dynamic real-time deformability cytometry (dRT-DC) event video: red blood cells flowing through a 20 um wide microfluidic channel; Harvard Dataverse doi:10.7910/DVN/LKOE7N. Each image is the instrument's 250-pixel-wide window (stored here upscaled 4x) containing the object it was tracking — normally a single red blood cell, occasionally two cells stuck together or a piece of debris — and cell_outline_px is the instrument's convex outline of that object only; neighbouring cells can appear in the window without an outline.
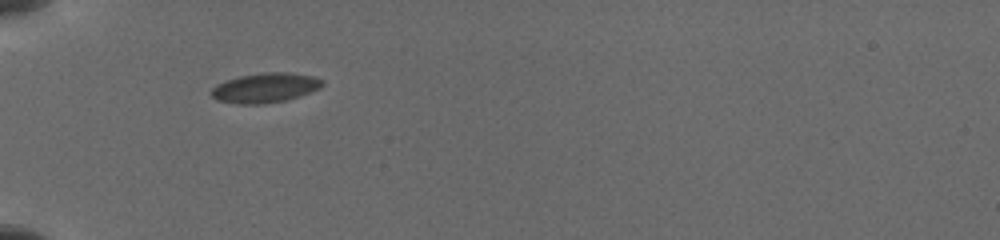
{"species": "common noctule bat (a hibernating species)", "species_latin": "Nyctalus noctula", "temperature_condition": "cold", "stored_images_in_passage": 8, "camera_frame_rate_fps": 3000, "um_per_image_px": 0.085, "animal": {"sex": "female", "body_mass_g": 19.5, "forearm_length_mm": 54.1}, "frame": {"image": 1, "passage_image": 1, "time_ms": 0.0, "image_size_px": [1000, 240], "cell_outline_px": [[324, 84], [320, 88], [284, 100], [260, 104], [236, 104], [216, 100], [212, 96], [212, 88], [216, 84], [240, 76], [264, 72], [288, 72], [312, 76], [324, 80]], "centroid_in_image_um": [22.52, 7.46], "position_along_channel_um": 62.5, "area_um2": 18.96}}
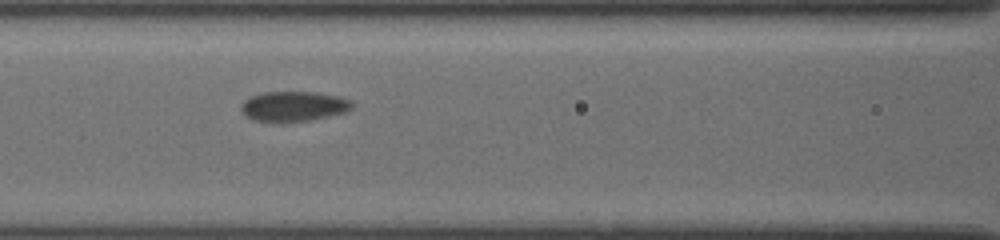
{"frame": {"image": 2, "passage_image": 7, "time_ms": 2.333, "image_size_px": [1000, 240], "cell_outline_px": [[352, 108], [344, 112], [328, 116], [308, 120], [252, 120], [240, 108], [240, 104], [244, 100], [252, 96], [264, 92], [316, 92], [340, 96], [352, 100]], "centroid_in_image_um": [24.99, 9.0], "position_along_channel_um": 141.6, "area_um2": 18.9}}
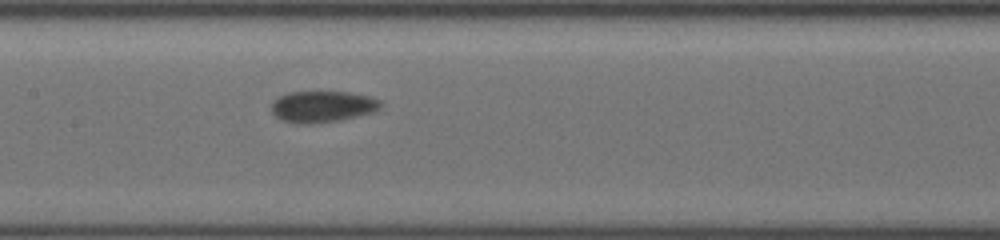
{"frame": {"image": 3, "passage_image": 8, "time_ms": 3.333, "image_size_px": [1000, 240], "cell_outline_px": [[380, 108], [372, 112], [340, 120], [312, 124], [296, 124], [284, 120], [276, 116], [272, 112], [272, 100], [276, 96], [288, 92], [348, 92], [372, 96], [380, 100]], "centroid_in_image_um": [27.38, 9.05], "position_along_channel_um": 180.0, "area_um2": 20.06}}